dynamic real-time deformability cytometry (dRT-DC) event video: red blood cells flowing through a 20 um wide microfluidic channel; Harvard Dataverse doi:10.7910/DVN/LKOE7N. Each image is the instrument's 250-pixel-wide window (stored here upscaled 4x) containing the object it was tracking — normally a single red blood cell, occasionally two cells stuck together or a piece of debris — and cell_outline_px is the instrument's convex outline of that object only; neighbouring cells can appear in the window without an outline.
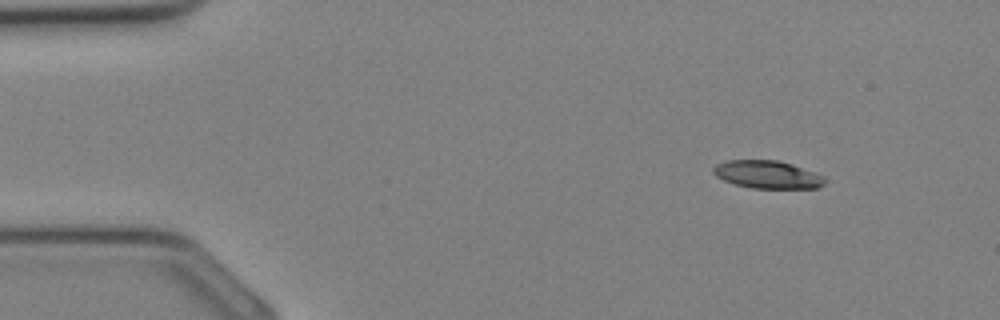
{"species": "Egyptian fruit bat (a non-hibernating species)", "species_latin": "Rousettus aegyptiacus", "temperature_condition": "cold", "stored_images_in_passage": 33, "camera_frame_rate_fps": 3000, "um_per_image_px": 0.085, "animal": {"sex": "female"}, "frame": {"image": 1, "passage_image": 3, "time_ms": 0.667, "image_size_px": [1000, 320], "cell_outline_px": [[828, 180], [824, 184], [816, 188], [752, 188], [736, 184], [724, 180], [716, 176], [712, 172], [712, 168], [716, 164], [728, 160], [776, 160], [792, 164], [824, 176]], "centroid_in_image_um": [65.23, 14.83], "position_along_channel_um": 19.8, "area_um2": 18.03}}
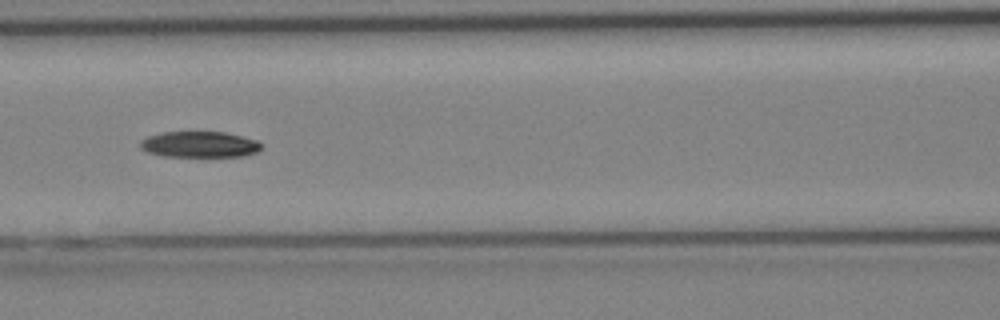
{"frame": {"image": 2, "passage_image": 14, "time_ms": 4.333, "image_size_px": [1000, 320], "cell_outline_px": [[264, 144], [256, 152], [244, 156], [164, 156], [148, 152], [140, 148], [140, 140], [148, 136], [164, 132], [224, 132], [244, 136], [256, 140]], "centroid_in_image_um": [16.98, 12.27], "position_along_channel_um": 149.6, "area_um2": 18.32}}
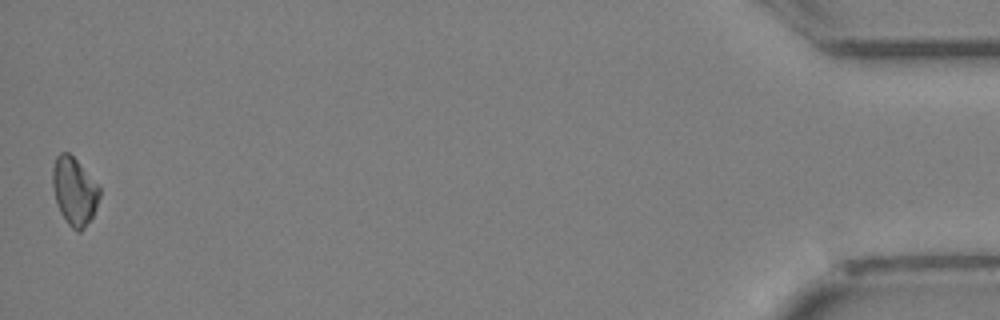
{"frame": {"image": 3, "passage_image": 33, "time_ms": 10.667, "image_size_px": [1000, 320], "cell_outline_px": [[100, 196], [92, 216], [84, 228], [80, 232], [76, 232], [68, 224], [60, 212], [56, 204], [52, 184], [52, 168], [56, 156], [60, 152], [68, 152], [76, 160], [100, 188]], "centroid_in_image_um": [6.29, 16.26], "position_along_channel_um": 428.9, "area_um2": 18.38}}